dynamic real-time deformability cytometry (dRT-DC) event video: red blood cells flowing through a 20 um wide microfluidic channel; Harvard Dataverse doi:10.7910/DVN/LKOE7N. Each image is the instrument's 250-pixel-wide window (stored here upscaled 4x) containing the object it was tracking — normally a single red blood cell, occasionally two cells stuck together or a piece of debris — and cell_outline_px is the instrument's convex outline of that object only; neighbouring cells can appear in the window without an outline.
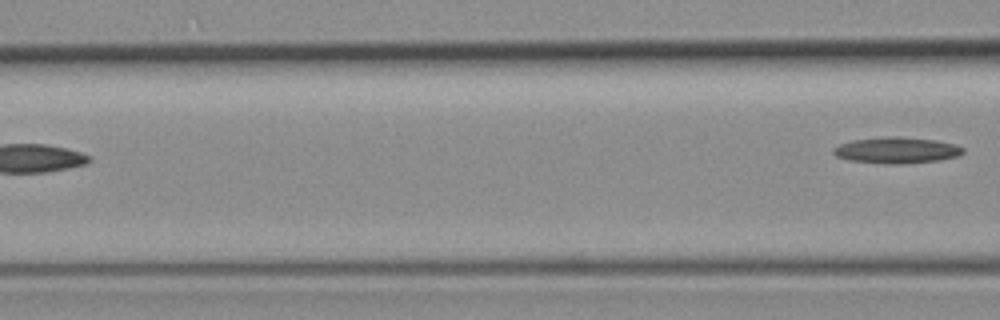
{"species": "common noctule bat (a hibernating species)", "species_latin": "Nyctalus noctula", "temperature_condition": "room temperature", "stored_images_in_passage": 3, "camera_frame_rate_fps": 3000, "um_per_image_px": 0.085, "animal": {"sex": "female", "body_mass_g": 19.3, "forearm_length_mm": 54.1}, "frame": {"image": 1, "passage_image": 3, "time_ms": 2.667, "image_size_px": [1000, 320], "cell_outline_px": [[964, 152], [960, 156], [940, 160], [892, 164], [848, 160], [836, 156], [832, 152], [832, 148], [840, 144], [852, 140], [884, 136], [892, 136], [936, 140], [956, 144], [964, 148]], "centroid_in_image_um": [76.22, 12.76], "position_along_channel_um": 90.4, "area_um2": 19.77}}